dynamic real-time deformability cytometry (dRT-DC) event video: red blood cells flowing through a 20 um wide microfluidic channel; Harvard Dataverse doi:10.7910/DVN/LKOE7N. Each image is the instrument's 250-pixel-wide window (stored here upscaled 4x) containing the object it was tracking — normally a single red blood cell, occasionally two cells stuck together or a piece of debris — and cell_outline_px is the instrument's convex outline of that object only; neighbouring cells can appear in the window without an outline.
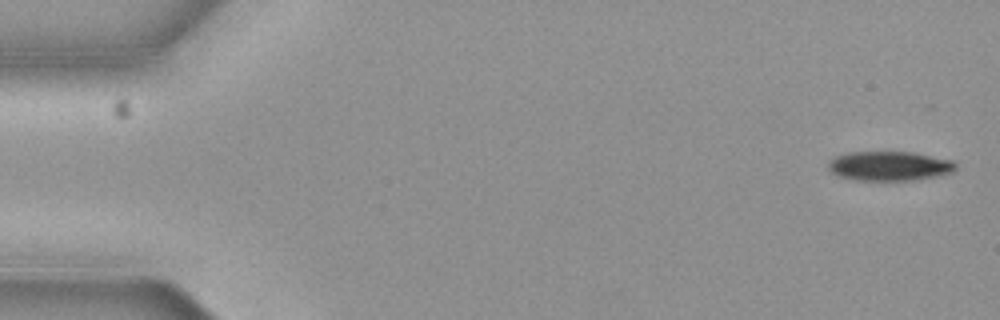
{"species": "common noctule bat (a hibernating species)", "species_latin": "Nyctalus noctula", "temperature_condition": "cold", "stored_images_in_passage": 5, "camera_frame_rate_fps": 3000, "um_per_image_px": 0.085, "animal": {"sex": "female", "body_mass_g": 19.3, "forearm_length_mm": 54.1}, "frame": {"image": 1, "passage_image": 1, "time_ms": 0.0, "image_size_px": [1000, 320], "cell_outline_px": [[956, 168], [952, 172], [936, 176], [916, 180], [856, 180], [836, 176], [828, 168], [828, 164], [836, 156], [848, 152], [912, 152], [952, 160], [956, 164]], "centroid_in_image_um": [75.59, 14.11], "position_along_channel_um": 9.4, "area_um2": 21.79}}